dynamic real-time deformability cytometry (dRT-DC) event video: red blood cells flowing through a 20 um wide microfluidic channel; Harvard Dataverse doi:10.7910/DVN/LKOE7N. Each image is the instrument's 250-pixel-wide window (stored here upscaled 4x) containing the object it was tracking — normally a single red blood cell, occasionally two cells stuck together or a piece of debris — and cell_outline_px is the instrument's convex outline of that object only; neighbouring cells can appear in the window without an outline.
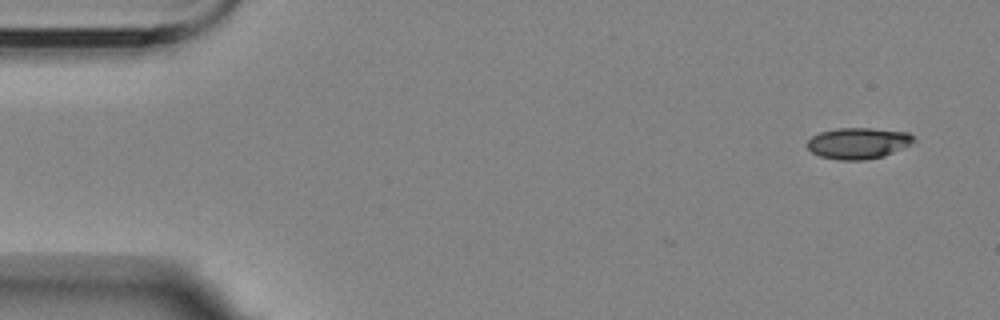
{"species": "Egyptian fruit bat (a non-hibernating species)", "species_latin": "Rousettus aegyptiacus", "temperature_condition": "room temperature", "stored_images_in_passage": 5, "camera_frame_rate_fps": 3000, "um_per_image_px": 0.085, "animal": {"sex": "female"}, "frame": {"image": 1, "passage_image": 1, "time_ms": 0.0, "image_size_px": [1000, 320], "cell_outline_px": [[916, 140], [884, 156], [864, 160], [840, 160], [820, 156], [812, 152], [804, 144], [812, 136], [820, 132], [836, 128], [872, 128], [908, 132]], "centroid_in_image_um": [72.89, 12.16], "position_along_channel_um": 12.1, "area_um2": 19.25}}
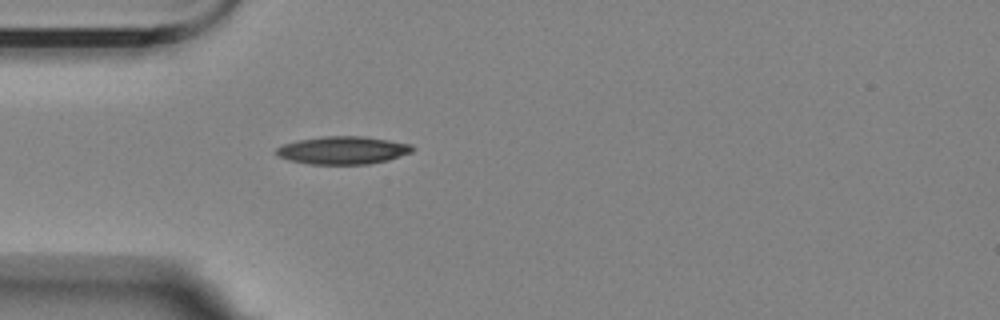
{"frame": {"image": 2, "passage_image": 5, "time_ms": 4.333, "image_size_px": [1000, 320], "cell_outline_px": [[416, 148], [412, 152], [388, 160], [368, 164], [308, 164], [288, 160], [280, 156], [276, 152], [276, 148], [284, 144], [300, 140], [324, 136], [364, 136], [412, 144]], "centroid_in_image_um": [29.18, 12.77], "position_along_channel_um": 55.8, "area_um2": 22.02}}